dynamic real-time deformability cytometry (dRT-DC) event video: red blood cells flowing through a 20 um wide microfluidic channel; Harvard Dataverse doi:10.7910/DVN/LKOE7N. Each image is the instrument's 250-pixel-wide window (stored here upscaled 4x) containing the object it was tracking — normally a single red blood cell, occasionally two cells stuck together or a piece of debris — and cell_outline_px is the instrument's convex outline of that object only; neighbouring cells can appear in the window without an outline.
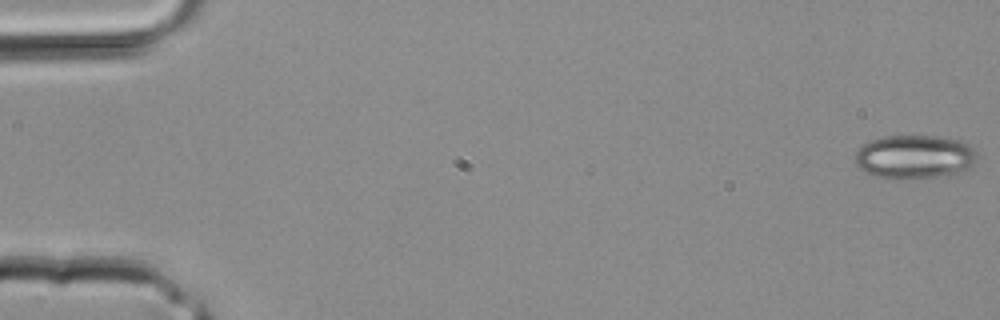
{"species": "common noctule bat (a hibernating species)", "species_latin": "Nyctalus noctula", "temperature_condition": "room temperature", "stored_images_in_passage": 3, "camera_frame_rate_fps": 3000, "um_per_image_px": 0.085, "animal": {"sex": "male", "body_mass_g": 20.4}, "frame": {"image": 1, "passage_image": 1, "time_ms": 0.0, "image_size_px": [1000, 320], "cell_outline_px": [[976, 160], [964, 172], [936, 176], [876, 176], [864, 172], [856, 164], [856, 152], [864, 144], [872, 140], [884, 136], [936, 136], [960, 140], [968, 144], [976, 152]], "centroid_in_image_um": [77.76, 13.29], "position_along_channel_um": 7.2, "area_um2": 30.17}}